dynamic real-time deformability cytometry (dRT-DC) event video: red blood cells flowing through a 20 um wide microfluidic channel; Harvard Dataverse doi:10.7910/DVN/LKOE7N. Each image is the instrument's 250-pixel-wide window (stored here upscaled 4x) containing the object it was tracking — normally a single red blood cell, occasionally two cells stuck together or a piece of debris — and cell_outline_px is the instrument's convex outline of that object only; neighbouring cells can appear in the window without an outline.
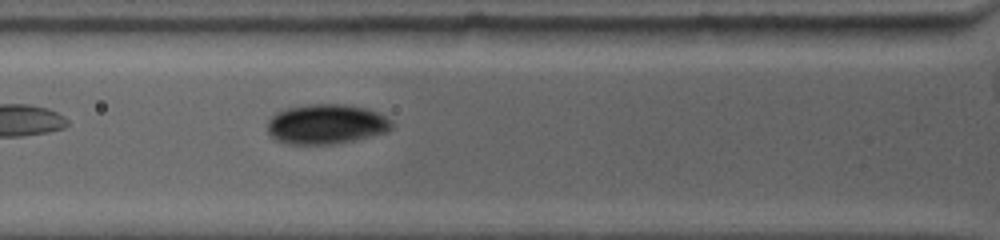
{"species": "common noctule bat (a hibernating species)", "species_latin": "Nyctalus noctula", "temperature_condition": "warm", "stored_images_in_passage": 8, "camera_frame_rate_fps": 4500, "um_per_image_px": 0.085, "animal": {"sex": "female", "body_mass_g": 19.0, "forearm_length_mm": 53.3}, "frame": {"image": 1, "passage_image": 3, "time_ms": 0.889, "image_size_px": [1000, 240], "cell_outline_px": [[392, 128], [388, 132], [352, 140], [332, 144], [288, 144], [276, 140], [268, 132], [268, 120], [276, 112], [288, 108], [312, 104], [344, 104], [364, 108], [376, 112], [392, 120]], "centroid_in_image_um": [27.72, 10.55], "position_along_channel_um": 98.1, "area_um2": 28.67}}